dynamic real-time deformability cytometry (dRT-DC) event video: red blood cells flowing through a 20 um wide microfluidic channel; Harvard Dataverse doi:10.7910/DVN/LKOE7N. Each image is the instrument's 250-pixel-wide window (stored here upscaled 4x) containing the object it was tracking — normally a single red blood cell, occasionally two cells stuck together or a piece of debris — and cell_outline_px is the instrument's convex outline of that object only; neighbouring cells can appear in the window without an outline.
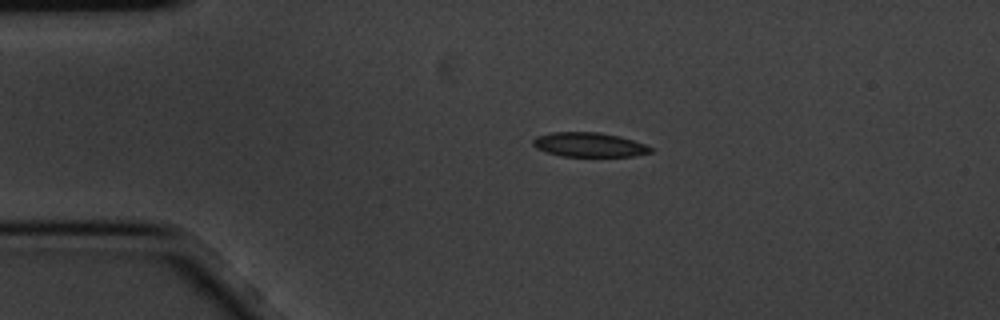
{"species": "common noctule bat (a hibernating species)", "species_latin": "Nyctalus noctula", "temperature_condition": "cold", "stored_images_in_passage": 2, "camera_frame_rate_fps": 3000, "um_per_image_px": 0.085, "animal": {"sex": "male", "body_mass_g": 20.1, "forearm_length_mm": 53.5}, "frame": {"image": 1, "passage_image": 1, "time_ms": 0.0, "image_size_px": [1000, 320], "cell_outline_px": [[652, 152], [632, 156], [560, 156], [536, 148], [532, 144], [532, 140], [536, 136], [552, 132], [600, 132], [620, 136], [644, 144], [652, 148]], "centroid_in_image_um": [50.05, 12.29], "position_along_channel_um": 35.0, "area_um2": 16.65}}